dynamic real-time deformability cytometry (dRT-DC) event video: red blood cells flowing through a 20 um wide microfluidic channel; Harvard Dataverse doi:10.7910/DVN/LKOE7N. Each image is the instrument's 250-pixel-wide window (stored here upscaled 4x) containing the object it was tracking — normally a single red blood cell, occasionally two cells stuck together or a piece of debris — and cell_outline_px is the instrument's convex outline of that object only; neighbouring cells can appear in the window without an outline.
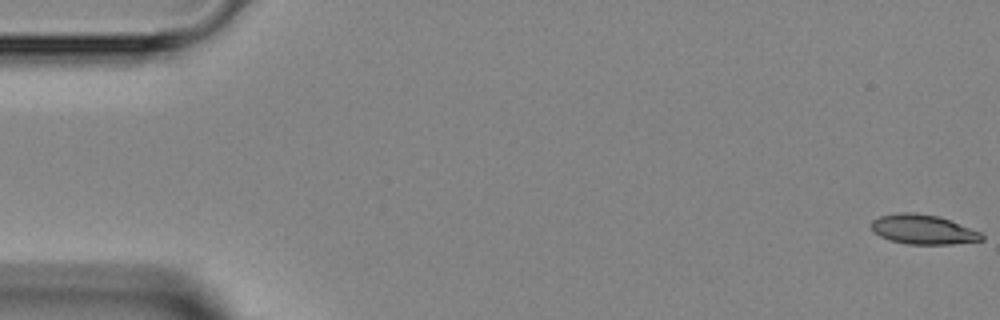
{"species": "Egyptian fruit bat (a non-hibernating species)", "species_latin": "Rousettus aegyptiacus", "temperature_condition": "room temperature", "stored_images_in_passage": 4, "segment_of_instrument_passage": [1, 2], "camera_frame_rate_fps": 3000, "um_per_image_px": 0.085, "animal": {"sex": "female"}, "frame": {"image": 1, "passage_image": 1, "time_ms": 0.0, "image_size_px": [1000, 320], "cell_outline_px": [[984, 240], [952, 244], [908, 244], [888, 240], [880, 236], [872, 228], [872, 220], [880, 216], [900, 212], [912, 212], [940, 216], [980, 232], [984, 236]], "centroid_in_image_um": [78.47, 19.5], "position_along_channel_um": 6.5, "area_um2": 18.96}}
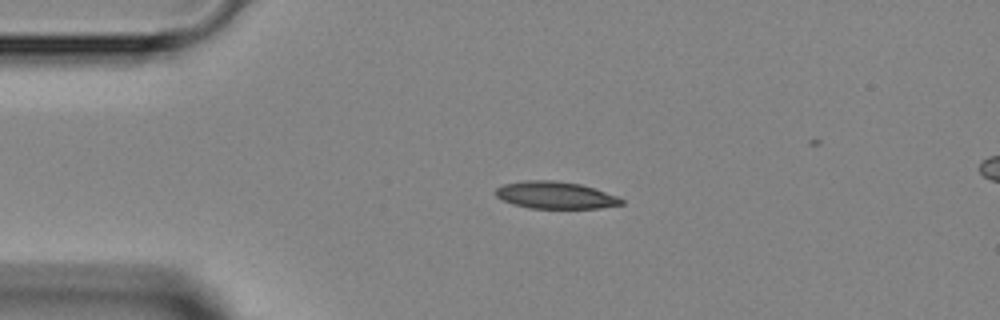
{"frame": {"image": 2, "passage_image": 3, "time_ms": 3.333, "image_size_px": [1000, 320], "cell_outline_px": [[624, 204], [600, 208], [528, 208], [512, 204], [496, 196], [496, 188], [504, 184], [524, 180], [552, 180], [580, 184], [616, 196], [624, 200]], "centroid_in_image_um": [47.18, 16.59], "position_along_channel_um": 37.8, "area_um2": 19.71}}